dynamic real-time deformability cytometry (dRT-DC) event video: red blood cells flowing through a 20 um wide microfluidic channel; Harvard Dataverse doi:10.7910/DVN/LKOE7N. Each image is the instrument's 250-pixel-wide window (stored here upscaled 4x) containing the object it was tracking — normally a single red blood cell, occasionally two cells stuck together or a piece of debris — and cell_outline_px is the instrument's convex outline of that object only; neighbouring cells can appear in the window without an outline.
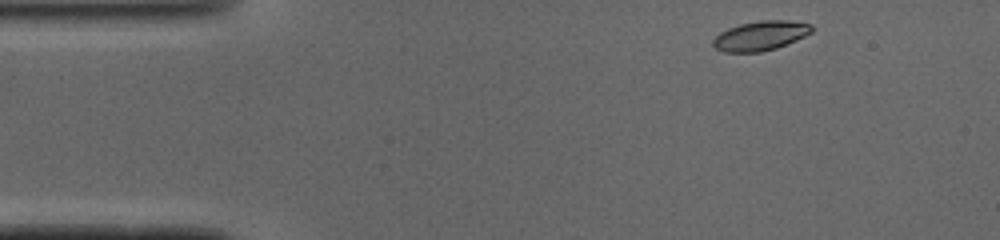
{"species": "common noctule bat (a hibernating species)", "species_latin": "Nyctalus noctula", "temperature_condition": "cold", "stored_images_in_passage": 44, "camera_frame_rate_fps": 3000, "um_per_image_px": 0.085, "animal": {"sex": "male", "body_mass_g": 19.0, "forearm_length_mm": 50.8}, "frame": {"image": 1, "passage_image": 1, "time_ms": 0.0, "image_size_px": [1000, 240], "cell_outline_px": [[816, 28], [812, 32], [796, 40], [776, 48], [760, 52], [724, 52], [716, 48], [712, 44], [712, 40], [720, 32], [728, 28], [740, 24], [760, 20], [788, 20], [812, 24]], "centroid_in_image_um": [64.66, 3.03], "position_along_channel_um": 20.3, "area_um2": 17.05}}
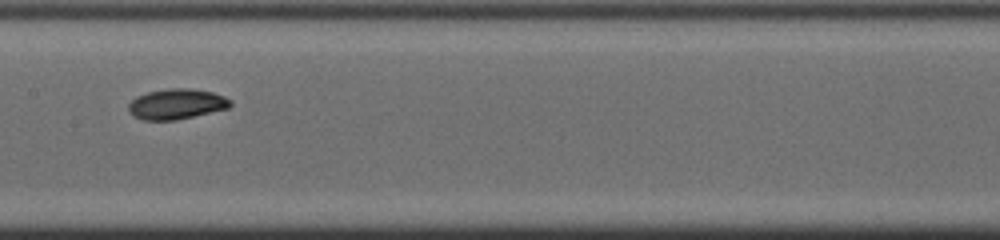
{"frame": {"image": 2, "passage_image": 19, "time_ms": 6.0, "image_size_px": [1000, 240], "cell_outline_px": [[232, 104], [228, 108], [176, 120], [144, 120], [136, 116], [128, 108], [128, 104], [136, 96], [148, 92], [168, 88], [188, 88], [212, 92], [224, 96], [232, 100]], "centroid_in_image_um": [15.03, 8.83], "position_along_channel_um": 192.4, "area_um2": 17.86}}
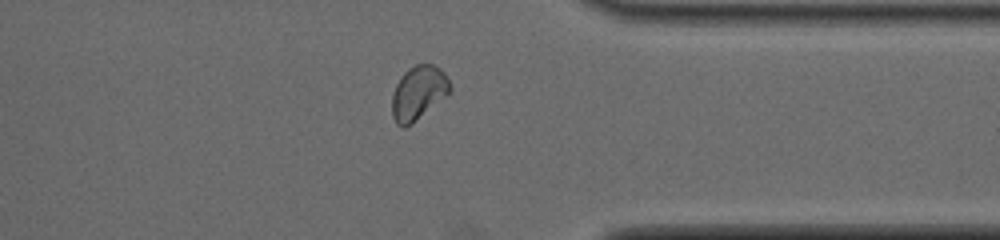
{"frame": {"image": 3, "passage_image": 33, "time_ms": 10.667, "image_size_px": [1000, 240], "cell_outline_px": [[452, 88], [448, 92], [412, 124], [404, 128], [396, 124], [392, 116], [392, 96], [396, 84], [404, 72], [408, 68], [416, 64], [432, 64], [440, 68], [444, 72]], "centroid_in_image_um": [35.52, 7.88], "position_along_channel_um": 375.9, "area_um2": 17.92}, "authors_computed_cell_mechanics": {"area_um2": 17.8024, "velocity_mm_per_s": 4.0861, "shape_relaxation_time_tau1_ms": 2.1065, "shape_relaxation_time_tau2_ms": 2.9212, "deformation_change_tau1": 0.101, "deformation_change_tau2": 0.0592}}